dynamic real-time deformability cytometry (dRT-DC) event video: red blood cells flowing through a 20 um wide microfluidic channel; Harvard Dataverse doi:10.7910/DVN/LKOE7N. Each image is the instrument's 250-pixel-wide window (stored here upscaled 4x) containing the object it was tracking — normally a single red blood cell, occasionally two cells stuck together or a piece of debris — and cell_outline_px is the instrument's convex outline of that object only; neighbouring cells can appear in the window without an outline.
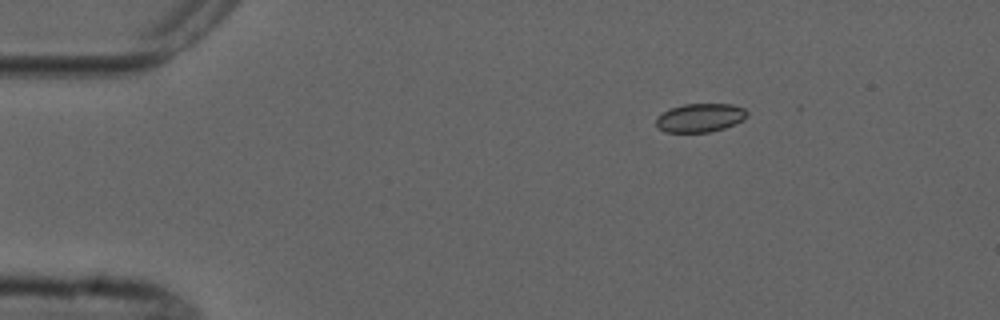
{"species": "common noctule bat (a hibernating species)", "species_latin": "Nyctalus noctula", "temperature_condition": "cold", "stored_images_in_passage": 3, "camera_frame_rate_fps": 3000, "um_per_image_px": 0.085, "animal": {"sex": "male", "forearm_length_mm": 52.5}, "frame": {"image": 1, "passage_image": 1, "time_ms": 0.0, "image_size_px": [1000, 320], "cell_outline_px": [[748, 116], [744, 120], [724, 128], [708, 132], [664, 132], [656, 124], [656, 116], [660, 112], [684, 104], [732, 104], [744, 108], [748, 112]], "centroid_in_image_um": [59.51, 10.0], "position_along_channel_um": 25.5, "area_um2": 15.26}}